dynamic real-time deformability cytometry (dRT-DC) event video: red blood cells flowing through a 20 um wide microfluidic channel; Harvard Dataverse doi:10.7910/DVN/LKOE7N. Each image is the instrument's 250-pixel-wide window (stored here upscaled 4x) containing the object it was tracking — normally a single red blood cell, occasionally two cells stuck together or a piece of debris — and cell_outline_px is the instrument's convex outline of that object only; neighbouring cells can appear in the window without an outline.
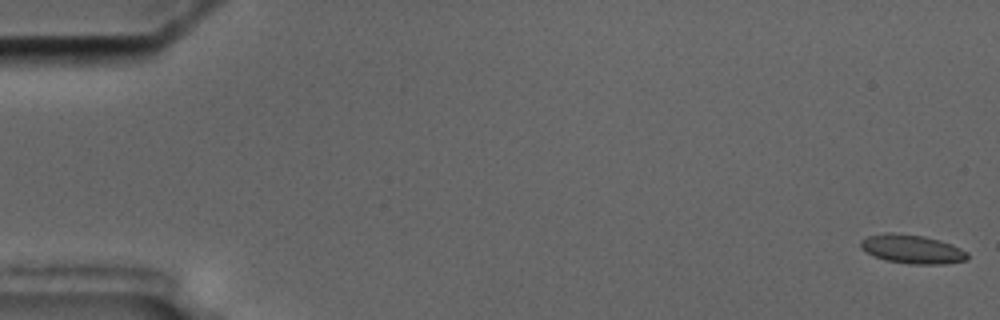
{"species": "common noctule bat (a hibernating species)", "species_latin": "Nyctalus noctula", "temperature_condition": "cold", "stored_images_in_passage": 10, "camera_frame_rate_fps": 3000, "um_per_image_px": 0.085, "animal": {"sex": "male", "body_mass_g": 17.5, "forearm_length_mm": 52.3}, "frame": {"image": 1, "passage_image": 1, "time_ms": 0.0, "image_size_px": [1000, 320], "cell_outline_px": [[968, 260], [944, 264], [912, 264], [888, 260], [872, 256], [860, 248], [860, 240], [868, 236], [884, 232], [892, 232], [924, 236], [940, 240], [952, 244], [968, 252]], "centroid_in_image_um": [77.52, 21.17], "position_along_channel_um": 7.5, "area_um2": 18.09}}